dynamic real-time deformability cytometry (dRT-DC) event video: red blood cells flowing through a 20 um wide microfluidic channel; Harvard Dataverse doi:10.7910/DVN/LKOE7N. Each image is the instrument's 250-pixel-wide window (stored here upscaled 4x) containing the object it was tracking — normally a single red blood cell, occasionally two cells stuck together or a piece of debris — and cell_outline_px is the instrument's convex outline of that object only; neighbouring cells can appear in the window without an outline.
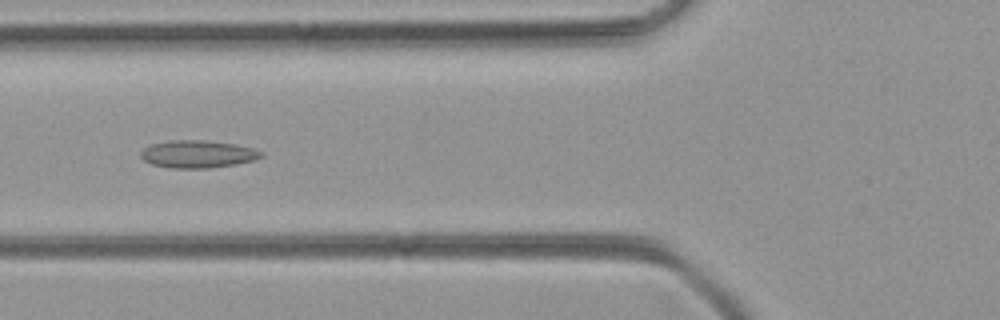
{"species": "common noctule bat (a hibernating species)", "species_latin": "Nyctalus noctula", "temperature_condition": "room temperature", "stored_images_in_passage": 51, "camera_frame_rate_fps": 3000, "um_per_image_px": 0.085, "animal": {"sex": "female", "body_mass_g": 21.9}, "frame": {"image": 1, "passage_image": 20, "time_ms": 6.333, "image_size_px": [1000, 320], "cell_outline_px": [[264, 156], [252, 160], [236, 164], [208, 168], [172, 168], [152, 164], [144, 160], [140, 156], [140, 152], [144, 148], [152, 144], [172, 140], [204, 140], [236, 144], [252, 148], [264, 152]], "centroid_in_image_um": [16.81, 13.09], "position_along_channel_um": 109.0, "area_um2": 19.25}}
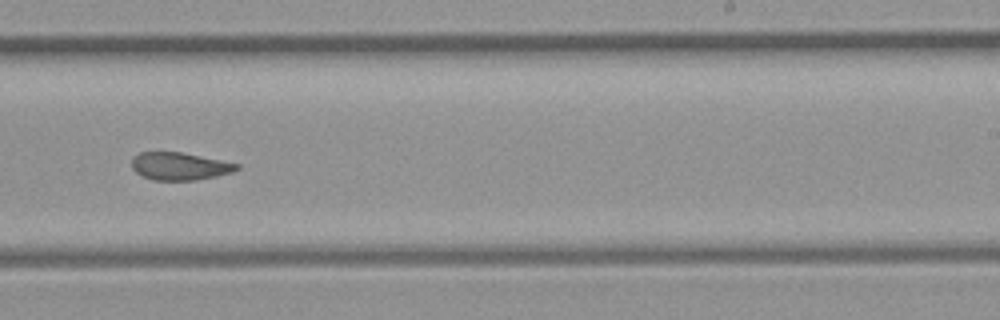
{"frame": {"image": 2, "passage_image": 32, "time_ms": 10.333, "image_size_px": [1000, 320], "cell_outline_px": [[240, 168], [232, 172], [216, 176], [196, 180], [152, 180], [136, 172], [132, 168], [132, 156], [140, 152], [180, 152], [240, 164]], "centroid_in_image_um": [15.26, 14.13], "position_along_channel_um": 273.7, "area_um2": 16.82}}
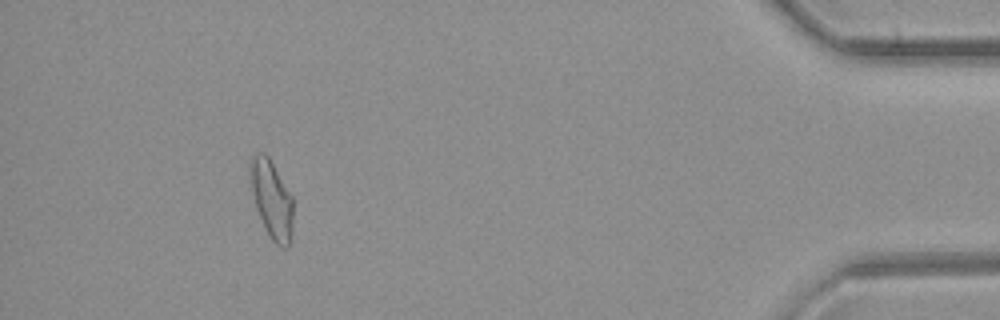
{"frame": {"image": 3, "passage_image": 47, "time_ms": 15.333, "image_size_px": [1000, 320], "cell_outline_px": [[292, 232], [288, 248], [284, 248], [276, 244], [272, 240], [264, 228], [256, 208], [252, 192], [248, 164], [252, 156], [256, 152], [260, 152], [268, 156], [292, 196]], "centroid_in_image_um": [23.07, 16.94], "position_along_channel_um": 412.1, "area_um2": 19.48}}